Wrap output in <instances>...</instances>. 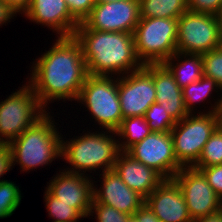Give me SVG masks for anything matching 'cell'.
I'll use <instances>...</instances> for the list:
<instances>
[{"mask_svg": "<svg viewBox=\"0 0 222 222\" xmlns=\"http://www.w3.org/2000/svg\"><path fill=\"white\" fill-rule=\"evenodd\" d=\"M19 186L12 181L0 182V218L10 217L21 203Z\"/></svg>", "mask_w": 222, "mask_h": 222, "instance_id": "26", "label": "cell"}, {"mask_svg": "<svg viewBox=\"0 0 222 222\" xmlns=\"http://www.w3.org/2000/svg\"><path fill=\"white\" fill-rule=\"evenodd\" d=\"M140 18H179L188 11L187 0H139Z\"/></svg>", "mask_w": 222, "mask_h": 222, "instance_id": "21", "label": "cell"}, {"mask_svg": "<svg viewBox=\"0 0 222 222\" xmlns=\"http://www.w3.org/2000/svg\"><path fill=\"white\" fill-rule=\"evenodd\" d=\"M201 55L203 75L212 78L222 88V46Z\"/></svg>", "mask_w": 222, "mask_h": 222, "instance_id": "28", "label": "cell"}, {"mask_svg": "<svg viewBox=\"0 0 222 222\" xmlns=\"http://www.w3.org/2000/svg\"><path fill=\"white\" fill-rule=\"evenodd\" d=\"M7 6H9L16 14H24L30 6L32 0H1Z\"/></svg>", "mask_w": 222, "mask_h": 222, "instance_id": "35", "label": "cell"}, {"mask_svg": "<svg viewBox=\"0 0 222 222\" xmlns=\"http://www.w3.org/2000/svg\"><path fill=\"white\" fill-rule=\"evenodd\" d=\"M219 18H220V26H221V33H222V12L219 14Z\"/></svg>", "mask_w": 222, "mask_h": 222, "instance_id": "42", "label": "cell"}, {"mask_svg": "<svg viewBox=\"0 0 222 222\" xmlns=\"http://www.w3.org/2000/svg\"><path fill=\"white\" fill-rule=\"evenodd\" d=\"M196 169L203 173L208 184L222 200V164Z\"/></svg>", "mask_w": 222, "mask_h": 222, "instance_id": "32", "label": "cell"}, {"mask_svg": "<svg viewBox=\"0 0 222 222\" xmlns=\"http://www.w3.org/2000/svg\"><path fill=\"white\" fill-rule=\"evenodd\" d=\"M102 132H89L69 141L62 140L61 157L72 167L65 171L85 175L86 171L92 173V170L98 168H101L102 172L113 169L121 152L120 141L115 139L116 131Z\"/></svg>", "mask_w": 222, "mask_h": 222, "instance_id": "3", "label": "cell"}, {"mask_svg": "<svg viewBox=\"0 0 222 222\" xmlns=\"http://www.w3.org/2000/svg\"><path fill=\"white\" fill-rule=\"evenodd\" d=\"M222 164V132L216 128L205 143L194 168H204Z\"/></svg>", "mask_w": 222, "mask_h": 222, "instance_id": "24", "label": "cell"}, {"mask_svg": "<svg viewBox=\"0 0 222 222\" xmlns=\"http://www.w3.org/2000/svg\"><path fill=\"white\" fill-rule=\"evenodd\" d=\"M188 10L219 16L222 12V0H187Z\"/></svg>", "mask_w": 222, "mask_h": 222, "instance_id": "31", "label": "cell"}, {"mask_svg": "<svg viewBox=\"0 0 222 222\" xmlns=\"http://www.w3.org/2000/svg\"><path fill=\"white\" fill-rule=\"evenodd\" d=\"M218 89H220L219 91L221 92L222 88L212 78L206 77L205 75H203L199 81L184 87L182 89V93L188 112L193 114V108L195 107L194 104L196 105L199 103L200 105V102L202 103L206 100V98L211 96L210 94H212L213 90L219 92Z\"/></svg>", "mask_w": 222, "mask_h": 222, "instance_id": "23", "label": "cell"}, {"mask_svg": "<svg viewBox=\"0 0 222 222\" xmlns=\"http://www.w3.org/2000/svg\"><path fill=\"white\" fill-rule=\"evenodd\" d=\"M59 172L49 181L46 190L62 203L76 208L84 218L88 217L94 199V180L88 178L92 176L67 172L65 169Z\"/></svg>", "mask_w": 222, "mask_h": 222, "instance_id": "14", "label": "cell"}, {"mask_svg": "<svg viewBox=\"0 0 222 222\" xmlns=\"http://www.w3.org/2000/svg\"><path fill=\"white\" fill-rule=\"evenodd\" d=\"M24 15L45 25L59 36H74L79 22L71 15L65 0H32Z\"/></svg>", "mask_w": 222, "mask_h": 222, "instance_id": "17", "label": "cell"}, {"mask_svg": "<svg viewBox=\"0 0 222 222\" xmlns=\"http://www.w3.org/2000/svg\"><path fill=\"white\" fill-rule=\"evenodd\" d=\"M13 166V154L10 144L0 143V178L6 172L10 171ZM6 180H0V182H4Z\"/></svg>", "mask_w": 222, "mask_h": 222, "instance_id": "33", "label": "cell"}, {"mask_svg": "<svg viewBox=\"0 0 222 222\" xmlns=\"http://www.w3.org/2000/svg\"><path fill=\"white\" fill-rule=\"evenodd\" d=\"M126 153L154 169L164 179H172L183 168L175 157L171 132H151Z\"/></svg>", "mask_w": 222, "mask_h": 222, "instance_id": "11", "label": "cell"}, {"mask_svg": "<svg viewBox=\"0 0 222 222\" xmlns=\"http://www.w3.org/2000/svg\"><path fill=\"white\" fill-rule=\"evenodd\" d=\"M71 15L82 23L91 13L96 0H65Z\"/></svg>", "mask_w": 222, "mask_h": 222, "instance_id": "30", "label": "cell"}, {"mask_svg": "<svg viewBox=\"0 0 222 222\" xmlns=\"http://www.w3.org/2000/svg\"><path fill=\"white\" fill-rule=\"evenodd\" d=\"M193 222H222V209L204 217L197 218Z\"/></svg>", "mask_w": 222, "mask_h": 222, "instance_id": "37", "label": "cell"}, {"mask_svg": "<svg viewBox=\"0 0 222 222\" xmlns=\"http://www.w3.org/2000/svg\"><path fill=\"white\" fill-rule=\"evenodd\" d=\"M49 114L46 113L10 143L13 165L19 164L21 171L46 166L61 157L63 137L59 135L53 116Z\"/></svg>", "mask_w": 222, "mask_h": 222, "instance_id": "4", "label": "cell"}, {"mask_svg": "<svg viewBox=\"0 0 222 222\" xmlns=\"http://www.w3.org/2000/svg\"><path fill=\"white\" fill-rule=\"evenodd\" d=\"M144 117L151 132H171L177 123L158 103H153Z\"/></svg>", "mask_w": 222, "mask_h": 222, "instance_id": "27", "label": "cell"}, {"mask_svg": "<svg viewBox=\"0 0 222 222\" xmlns=\"http://www.w3.org/2000/svg\"><path fill=\"white\" fill-rule=\"evenodd\" d=\"M15 14L16 12H14L9 6L0 2V26L4 23L10 22V19H12Z\"/></svg>", "mask_w": 222, "mask_h": 222, "instance_id": "36", "label": "cell"}, {"mask_svg": "<svg viewBox=\"0 0 222 222\" xmlns=\"http://www.w3.org/2000/svg\"><path fill=\"white\" fill-rule=\"evenodd\" d=\"M126 222H138V221H137V219L133 215H131V216H128Z\"/></svg>", "mask_w": 222, "mask_h": 222, "instance_id": "40", "label": "cell"}, {"mask_svg": "<svg viewBox=\"0 0 222 222\" xmlns=\"http://www.w3.org/2000/svg\"><path fill=\"white\" fill-rule=\"evenodd\" d=\"M172 179L180 187L193 221L222 209L221 198L214 192L200 170L183 167Z\"/></svg>", "mask_w": 222, "mask_h": 222, "instance_id": "12", "label": "cell"}, {"mask_svg": "<svg viewBox=\"0 0 222 222\" xmlns=\"http://www.w3.org/2000/svg\"><path fill=\"white\" fill-rule=\"evenodd\" d=\"M197 113L187 115L171 130L175 157L182 167H193L198 162L205 143L217 128L215 112Z\"/></svg>", "mask_w": 222, "mask_h": 222, "instance_id": "8", "label": "cell"}, {"mask_svg": "<svg viewBox=\"0 0 222 222\" xmlns=\"http://www.w3.org/2000/svg\"><path fill=\"white\" fill-rule=\"evenodd\" d=\"M160 222H193L180 187L173 179H164L145 199Z\"/></svg>", "mask_w": 222, "mask_h": 222, "instance_id": "15", "label": "cell"}, {"mask_svg": "<svg viewBox=\"0 0 222 222\" xmlns=\"http://www.w3.org/2000/svg\"><path fill=\"white\" fill-rule=\"evenodd\" d=\"M102 188L93 189L94 200L109 205L128 216L133 215L144 203L145 199L130 189L114 169L102 172Z\"/></svg>", "mask_w": 222, "mask_h": 222, "instance_id": "16", "label": "cell"}, {"mask_svg": "<svg viewBox=\"0 0 222 222\" xmlns=\"http://www.w3.org/2000/svg\"><path fill=\"white\" fill-rule=\"evenodd\" d=\"M93 213L96 214V222H126L128 218V215L119 212L112 206L98 203L94 199L88 216H94Z\"/></svg>", "mask_w": 222, "mask_h": 222, "instance_id": "29", "label": "cell"}, {"mask_svg": "<svg viewBox=\"0 0 222 222\" xmlns=\"http://www.w3.org/2000/svg\"><path fill=\"white\" fill-rule=\"evenodd\" d=\"M215 115L217 117V128L222 132V108L220 106L216 108Z\"/></svg>", "mask_w": 222, "mask_h": 222, "instance_id": "38", "label": "cell"}, {"mask_svg": "<svg viewBox=\"0 0 222 222\" xmlns=\"http://www.w3.org/2000/svg\"><path fill=\"white\" fill-rule=\"evenodd\" d=\"M221 46L219 16L188 10L178 18L176 52L204 54Z\"/></svg>", "mask_w": 222, "mask_h": 222, "instance_id": "9", "label": "cell"}, {"mask_svg": "<svg viewBox=\"0 0 222 222\" xmlns=\"http://www.w3.org/2000/svg\"><path fill=\"white\" fill-rule=\"evenodd\" d=\"M111 76L88 75L77 102L85 104L95 121L107 131H116L123 115L121 113L118 76L117 79Z\"/></svg>", "mask_w": 222, "mask_h": 222, "instance_id": "6", "label": "cell"}, {"mask_svg": "<svg viewBox=\"0 0 222 222\" xmlns=\"http://www.w3.org/2000/svg\"><path fill=\"white\" fill-rule=\"evenodd\" d=\"M113 169L130 189L144 199L164 180L154 169L135 160L125 151L119 153Z\"/></svg>", "mask_w": 222, "mask_h": 222, "instance_id": "18", "label": "cell"}, {"mask_svg": "<svg viewBox=\"0 0 222 222\" xmlns=\"http://www.w3.org/2000/svg\"><path fill=\"white\" fill-rule=\"evenodd\" d=\"M182 57L185 60L180 61V58L183 59ZM175 61L177 62L176 64L174 63ZM162 64L170 71L175 82L182 89L191 83L199 81L203 76V60L201 54L176 52Z\"/></svg>", "mask_w": 222, "mask_h": 222, "instance_id": "20", "label": "cell"}, {"mask_svg": "<svg viewBox=\"0 0 222 222\" xmlns=\"http://www.w3.org/2000/svg\"><path fill=\"white\" fill-rule=\"evenodd\" d=\"M26 85L0 102V143L10 144L47 113L32 87Z\"/></svg>", "mask_w": 222, "mask_h": 222, "instance_id": "7", "label": "cell"}, {"mask_svg": "<svg viewBox=\"0 0 222 222\" xmlns=\"http://www.w3.org/2000/svg\"><path fill=\"white\" fill-rule=\"evenodd\" d=\"M177 28L178 18H140L133 38L143 65L162 64L176 53Z\"/></svg>", "mask_w": 222, "mask_h": 222, "instance_id": "5", "label": "cell"}, {"mask_svg": "<svg viewBox=\"0 0 222 222\" xmlns=\"http://www.w3.org/2000/svg\"><path fill=\"white\" fill-rule=\"evenodd\" d=\"M133 216L138 222H160L147 204H143Z\"/></svg>", "mask_w": 222, "mask_h": 222, "instance_id": "34", "label": "cell"}, {"mask_svg": "<svg viewBox=\"0 0 222 222\" xmlns=\"http://www.w3.org/2000/svg\"><path fill=\"white\" fill-rule=\"evenodd\" d=\"M153 83L156 103L163 106L176 122L190 114L185 106L182 88L163 64H153Z\"/></svg>", "mask_w": 222, "mask_h": 222, "instance_id": "19", "label": "cell"}, {"mask_svg": "<svg viewBox=\"0 0 222 222\" xmlns=\"http://www.w3.org/2000/svg\"><path fill=\"white\" fill-rule=\"evenodd\" d=\"M151 130L144 116H135L124 118L119 128L116 130V136L121 140L119 142L120 151H127L132 145L142 141ZM126 140V141H125Z\"/></svg>", "mask_w": 222, "mask_h": 222, "instance_id": "22", "label": "cell"}, {"mask_svg": "<svg viewBox=\"0 0 222 222\" xmlns=\"http://www.w3.org/2000/svg\"><path fill=\"white\" fill-rule=\"evenodd\" d=\"M74 37L82 48L89 75L121 76L144 66L136 55L132 33L91 30L82 22Z\"/></svg>", "mask_w": 222, "mask_h": 222, "instance_id": "2", "label": "cell"}, {"mask_svg": "<svg viewBox=\"0 0 222 222\" xmlns=\"http://www.w3.org/2000/svg\"><path fill=\"white\" fill-rule=\"evenodd\" d=\"M118 93L123 119L145 116L149 107L156 103L153 64H146L137 71L118 76Z\"/></svg>", "mask_w": 222, "mask_h": 222, "instance_id": "10", "label": "cell"}, {"mask_svg": "<svg viewBox=\"0 0 222 222\" xmlns=\"http://www.w3.org/2000/svg\"><path fill=\"white\" fill-rule=\"evenodd\" d=\"M114 0H96V3H108ZM122 1H126V0H122Z\"/></svg>", "mask_w": 222, "mask_h": 222, "instance_id": "41", "label": "cell"}, {"mask_svg": "<svg viewBox=\"0 0 222 222\" xmlns=\"http://www.w3.org/2000/svg\"><path fill=\"white\" fill-rule=\"evenodd\" d=\"M221 90H222V89H221ZM221 92H222V91H221ZM220 96H221L220 99L218 98V100L214 103V106H212V104H211L212 110L209 109V111L206 112V113L215 112V110H216V108H217L218 106H220V107L222 108V94H221Z\"/></svg>", "mask_w": 222, "mask_h": 222, "instance_id": "39", "label": "cell"}, {"mask_svg": "<svg viewBox=\"0 0 222 222\" xmlns=\"http://www.w3.org/2000/svg\"><path fill=\"white\" fill-rule=\"evenodd\" d=\"M44 198L48 215L54 219V222H77L82 217L84 218L76 208L71 207L70 204L62 203L47 190H45Z\"/></svg>", "mask_w": 222, "mask_h": 222, "instance_id": "25", "label": "cell"}, {"mask_svg": "<svg viewBox=\"0 0 222 222\" xmlns=\"http://www.w3.org/2000/svg\"><path fill=\"white\" fill-rule=\"evenodd\" d=\"M139 20V0H114L96 3L83 23L91 30L133 34Z\"/></svg>", "mask_w": 222, "mask_h": 222, "instance_id": "13", "label": "cell"}, {"mask_svg": "<svg viewBox=\"0 0 222 222\" xmlns=\"http://www.w3.org/2000/svg\"><path fill=\"white\" fill-rule=\"evenodd\" d=\"M57 38L50 50L33 62L28 81L46 110L50 101H76L89 75L79 41L74 36Z\"/></svg>", "mask_w": 222, "mask_h": 222, "instance_id": "1", "label": "cell"}]
</instances>
